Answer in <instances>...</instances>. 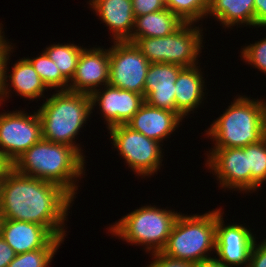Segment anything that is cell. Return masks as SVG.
<instances>
[{"mask_svg": "<svg viewBox=\"0 0 266 267\" xmlns=\"http://www.w3.org/2000/svg\"><path fill=\"white\" fill-rule=\"evenodd\" d=\"M73 201L61 186L22 175L13 168L0 181L3 219L40 224L55 237L67 236L64 222Z\"/></svg>", "mask_w": 266, "mask_h": 267, "instance_id": "cell-1", "label": "cell"}, {"mask_svg": "<svg viewBox=\"0 0 266 267\" xmlns=\"http://www.w3.org/2000/svg\"><path fill=\"white\" fill-rule=\"evenodd\" d=\"M85 158L73 147L41 139L25 151L12 168L25 176L55 183L76 198L85 175Z\"/></svg>", "mask_w": 266, "mask_h": 267, "instance_id": "cell-2", "label": "cell"}, {"mask_svg": "<svg viewBox=\"0 0 266 267\" xmlns=\"http://www.w3.org/2000/svg\"><path fill=\"white\" fill-rule=\"evenodd\" d=\"M204 131L206 137L213 139L214 147L210 149L243 148L257 143L266 136V101L239 95Z\"/></svg>", "mask_w": 266, "mask_h": 267, "instance_id": "cell-3", "label": "cell"}, {"mask_svg": "<svg viewBox=\"0 0 266 267\" xmlns=\"http://www.w3.org/2000/svg\"><path fill=\"white\" fill-rule=\"evenodd\" d=\"M50 96L37 110L42 123V139L69 145L85 158L75 137L93 113L90 95L56 91Z\"/></svg>", "mask_w": 266, "mask_h": 267, "instance_id": "cell-4", "label": "cell"}, {"mask_svg": "<svg viewBox=\"0 0 266 267\" xmlns=\"http://www.w3.org/2000/svg\"><path fill=\"white\" fill-rule=\"evenodd\" d=\"M180 212L150 204L126 214L111 226L108 233L132 245L142 246L146 253L159 252L167 244Z\"/></svg>", "mask_w": 266, "mask_h": 267, "instance_id": "cell-5", "label": "cell"}, {"mask_svg": "<svg viewBox=\"0 0 266 267\" xmlns=\"http://www.w3.org/2000/svg\"><path fill=\"white\" fill-rule=\"evenodd\" d=\"M216 209L204 214L180 213L162 252L176 259L195 263L209 260L215 252Z\"/></svg>", "mask_w": 266, "mask_h": 267, "instance_id": "cell-6", "label": "cell"}, {"mask_svg": "<svg viewBox=\"0 0 266 267\" xmlns=\"http://www.w3.org/2000/svg\"><path fill=\"white\" fill-rule=\"evenodd\" d=\"M194 24L184 22L170 35L136 38L132 43L150 63H170L183 68L196 66L204 46L203 28Z\"/></svg>", "mask_w": 266, "mask_h": 267, "instance_id": "cell-7", "label": "cell"}, {"mask_svg": "<svg viewBox=\"0 0 266 267\" xmlns=\"http://www.w3.org/2000/svg\"><path fill=\"white\" fill-rule=\"evenodd\" d=\"M110 139L121 158L137 176L150 177L161 169L163 161L162 147L159 142L147 138L126 124L108 129Z\"/></svg>", "mask_w": 266, "mask_h": 267, "instance_id": "cell-8", "label": "cell"}, {"mask_svg": "<svg viewBox=\"0 0 266 267\" xmlns=\"http://www.w3.org/2000/svg\"><path fill=\"white\" fill-rule=\"evenodd\" d=\"M109 47V85L144 96L148 59L134 43L114 41Z\"/></svg>", "mask_w": 266, "mask_h": 267, "instance_id": "cell-9", "label": "cell"}, {"mask_svg": "<svg viewBox=\"0 0 266 267\" xmlns=\"http://www.w3.org/2000/svg\"><path fill=\"white\" fill-rule=\"evenodd\" d=\"M7 112L0 113V150L13 164L42 139V123L37 111L33 114L21 110Z\"/></svg>", "mask_w": 266, "mask_h": 267, "instance_id": "cell-10", "label": "cell"}, {"mask_svg": "<svg viewBox=\"0 0 266 267\" xmlns=\"http://www.w3.org/2000/svg\"><path fill=\"white\" fill-rule=\"evenodd\" d=\"M222 211V207L216 209L215 254L218 258H214L226 266L248 267L250 251L256 237L246 225H225Z\"/></svg>", "mask_w": 266, "mask_h": 267, "instance_id": "cell-11", "label": "cell"}, {"mask_svg": "<svg viewBox=\"0 0 266 267\" xmlns=\"http://www.w3.org/2000/svg\"><path fill=\"white\" fill-rule=\"evenodd\" d=\"M206 155V168L217 176L219 187L251 193V172L248 171L245 147L210 149Z\"/></svg>", "mask_w": 266, "mask_h": 267, "instance_id": "cell-12", "label": "cell"}, {"mask_svg": "<svg viewBox=\"0 0 266 267\" xmlns=\"http://www.w3.org/2000/svg\"><path fill=\"white\" fill-rule=\"evenodd\" d=\"M100 89L98 88L90 95L92 111L97 105L99 106L103 115L101 117L107 123L108 129L116 125L127 124L145 102L143 95L109 84Z\"/></svg>", "mask_w": 266, "mask_h": 267, "instance_id": "cell-13", "label": "cell"}, {"mask_svg": "<svg viewBox=\"0 0 266 267\" xmlns=\"http://www.w3.org/2000/svg\"><path fill=\"white\" fill-rule=\"evenodd\" d=\"M109 48L84 47L68 91L91 95L97 88L109 84Z\"/></svg>", "mask_w": 266, "mask_h": 267, "instance_id": "cell-14", "label": "cell"}, {"mask_svg": "<svg viewBox=\"0 0 266 267\" xmlns=\"http://www.w3.org/2000/svg\"><path fill=\"white\" fill-rule=\"evenodd\" d=\"M0 236L16 255L42 248H59L64 237H55L46 227L25 221L3 219Z\"/></svg>", "mask_w": 266, "mask_h": 267, "instance_id": "cell-15", "label": "cell"}, {"mask_svg": "<svg viewBox=\"0 0 266 267\" xmlns=\"http://www.w3.org/2000/svg\"><path fill=\"white\" fill-rule=\"evenodd\" d=\"M183 67L170 63H150L144 88L145 102L176 112L175 81Z\"/></svg>", "mask_w": 266, "mask_h": 267, "instance_id": "cell-16", "label": "cell"}, {"mask_svg": "<svg viewBox=\"0 0 266 267\" xmlns=\"http://www.w3.org/2000/svg\"><path fill=\"white\" fill-rule=\"evenodd\" d=\"M13 51L14 50L12 49L10 50L4 64V90L0 106L1 104L3 105L2 102L6 101V98H10L9 95L13 93L12 89L18 96L30 101L37 100V98L39 99L40 97L46 98L44 97V92L48 91V88L27 58L23 57L22 59L15 61L16 63H14V66L12 67V72L8 74V63H10L9 58Z\"/></svg>", "mask_w": 266, "mask_h": 267, "instance_id": "cell-17", "label": "cell"}, {"mask_svg": "<svg viewBox=\"0 0 266 267\" xmlns=\"http://www.w3.org/2000/svg\"><path fill=\"white\" fill-rule=\"evenodd\" d=\"M182 118L173 111L160 109L144 102L140 109L127 122V126L153 139L163 143L180 127Z\"/></svg>", "mask_w": 266, "mask_h": 267, "instance_id": "cell-18", "label": "cell"}, {"mask_svg": "<svg viewBox=\"0 0 266 267\" xmlns=\"http://www.w3.org/2000/svg\"><path fill=\"white\" fill-rule=\"evenodd\" d=\"M89 6L112 33L113 41H127L134 30L132 0H89Z\"/></svg>", "mask_w": 266, "mask_h": 267, "instance_id": "cell-19", "label": "cell"}, {"mask_svg": "<svg viewBox=\"0 0 266 267\" xmlns=\"http://www.w3.org/2000/svg\"><path fill=\"white\" fill-rule=\"evenodd\" d=\"M199 66L183 68L175 81L176 113L184 120L186 116L203 103L207 88ZM204 79V80H203ZM205 89V90H204Z\"/></svg>", "mask_w": 266, "mask_h": 267, "instance_id": "cell-20", "label": "cell"}, {"mask_svg": "<svg viewBox=\"0 0 266 267\" xmlns=\"http://www.w3.org/2000/svg\"><path fill=\"white\" fill-rule=\"evenodd\" d=\"M208 15L216 18L225 29L241 24L255 27L254 0H211L207 18Z\"/></svg>", "mask_w": 266, "mask_h": 267, "instance_id": "cell-21", "label": "cell"}, {"mask_svg": "<svg viewBox=\"0 0 266 267\" xmlns=\"http://www.w3.org/2000/svg\"><path fill=\"white\" fill-rule=\"evenodd\" d=\"M184 22L169 9L135 17L134 30L127 40L136 38L165 37L175 32Z\"/></svg>", "mask_w": 266, "mask_h": 267, "instance_id": "cell-22", "label": "cell"}, {"mask_svg": "<svg viewBox=\"0 0 266 267\" xmlns=\"http://www.w3.org/2000/svg\"><path fill=\"white\" fill-rule=\"evenodd\" d=\"M83 47L73 44H52L43 51L54 61L61 74L70 81L73 77Z\"/></svg>", "mask_w": 266, "mask_h": 267, "instance_id": "cell-23", "label": "cell"}, {"mask_svg": "<svg viewBox=\"0 0 266 267\" xmlns=\"http://www.w3.org/2000/svg\"><path fill=\"white\" fill-rule=\"evenodd\" d=\"M26 58L49 90L54 89L55 92L68 91L69 81L61 74L57 65L44 51L37 57Z\"/></svg>", "mask_w": 266, "mask_h": 267, "instance_id": "cell-24", "label": "cell"}, {"mask_svg": "<svg viewBox=\"0 0 266 267\" xmlns=\"http://www.w3.org/2000/svg\"><path fill=\"white\" fill-rule=\"evenodd\" d=\"M248 171L251 172V192L261 187L266 182V136L257 143L245 147Z\"/></svg>", "mask_w": 266, "mask_h": 267, "instance_id": "cell-25", "label": "cell"}, {"mask_svg": "<svg viewBox=\"0 0 266 267\" xmlns=\"http://www.w3.org/2000/svg\"><path fill=\"white\" fill-rule=\"evenodd\" d=\"M166 8L183 22L198 23L207 18L211 0H164Z\"/></svg>", "mask_w": 266, "mask_h": 267, "instance_id": "cell-26", "label": "cell"}, {"mask_svg": "<svg viewBox=\"0 0 266 267\" xmlns=\"http://www.w3.org/2000/svg\"><path fill=\"white\" fill-rule=\"evenodd\" d=\"M59 248H42L18 254L7 267H49Z\"/></svg>", "mask_w": 266, "mask_h": 267, "instance_id": "cell-27", "label": "cell"}, {"mask_svg": "<svg viewBox=\"0 0 266 267\" xmlns=\"http://www.w3.org/2000/svg\"><path fill=\"white\" fill-rule=\"evenodd\" d=\"M241 59L266 74V38L241 48Z\"/></svg>", "mask_w": 266, "mask_h": 267, "instance_id": "cell-28", "label": "cell"}, {"mask_svg": "<svg viewBox=\"0 0 266 267\" xmlns=\"http://www.w3.org/2000/svg\"><path fill=\"white\" fill-rule=\"evenodd\" d=\"M152 260L150 265L146 267H195L196 263L183 260L176 259L164 254L162 251L151 253Z\"/></svg>", "mask_w": 266, "mask_h": 267, "instance_id": "cell-29", "label": "cell"}, {"mask_svg": "<svg viewBox=\"0 0 266 267\" xmlns=\"http://www.w3.org/2000/svg\"><path fill=\"white\" fill-rule=\"evenodd\" d=\"M134 16H142L166 9L164 0H132Z\"/></svg>", "mask_w": 266, "mask_h": 267, "instance_id": "cell-30", "label": "cell"}, {"mask_svg": "<svg viewBox=\"0 0 266 267\" xmlns=\"http://www.w3.org/2000/svg\"><path fill=\"white\" fill-rule=\"evenodd\" d=\"M0 23V103L2 98V93L4 90V64L6 57L11 49L15 47L12 46V43L5 39V33L2 31L3 26ZM11 43V44H10Z\"/></svg>", "mask_w": 266, "mask_h": 267, "instance_id": "cell-31", "label": "cell"}, {"mask_svg": "<svg viewBox=\"0 0 266 267\" xmlns=\"http://www.w3.org/2000/svg\"><path fill=\"white\" fill-rule=\"evenodd\" d=\"M260 243L257 244V241H254L250 251L248 267H266V239L260 241Z\"/></svg>", "mask_w": 266, "mask_h": 267, "instance_id": "cell-32", "label": "cell"}, {"mask_svg": "<svg viewBox=\"0 0 266 267\" xmlns=\"http://www.w3.org/2000/svg\"><path fill=\"white\" fill-rule=\"evenodd\" d=\"M15 256L14 250L0 236V267H7Z\"/></svg>", "mask_w": 266, "mask_h": 267, "instance_id": "cell-33", "label": "cell"}, {"mask_svg": "<svg viewBox=\"0 0 266 267\" xmlns=\"http://www.w3.org/2000/svg\"><path fill=\"white\" fill-rule=\"evenodd\" d=\"M255 27H266V0H254Z\"/></svg>", "mask_w": 266, "mask_h": 267, "instance_id": "cell-34", "label": "cell"}, {"mask_svg": "<svg viewBox=\"0 0 266 267\" xmlns=\"http://www.w3.org/2000/svg\"><path fill=\"white\" fill-rule=\"evenodd\" d=\"M12 169V163L5 157L0 150V181L6 176V174Z\"/></svg>", "mask_w": 266, "mask_h": 267, "instance_id": "cell-35", "label": "cell"}, {"mask_svg": "<svg viewBox=\"0 0 266 267\" xmlns=\"http://www.w3.org/2000/svg\"><path fill=\"white\" fill-rule=\"evenodd\" d=\"M195 267H230L218 262L215 258L196 263Z\"/></svg>", "mask_w": 266, "mask_h": 267, "instance_id": "cell-36", "label": "cell"}, {"mask_svg": "<svg viewBox=\"0 0 266 267\" xmlns=\"http://www.w3.org/2000/svg\"><path fill=\"white\" fill-rule=\"evenodd\" d=\"M3 217L0 214V232H1V224H2Z\"/></svg>", "mask_w": 266, "mask_h": 267, "instance_id": "cell-37", "label": "cell"}]
</instances>
